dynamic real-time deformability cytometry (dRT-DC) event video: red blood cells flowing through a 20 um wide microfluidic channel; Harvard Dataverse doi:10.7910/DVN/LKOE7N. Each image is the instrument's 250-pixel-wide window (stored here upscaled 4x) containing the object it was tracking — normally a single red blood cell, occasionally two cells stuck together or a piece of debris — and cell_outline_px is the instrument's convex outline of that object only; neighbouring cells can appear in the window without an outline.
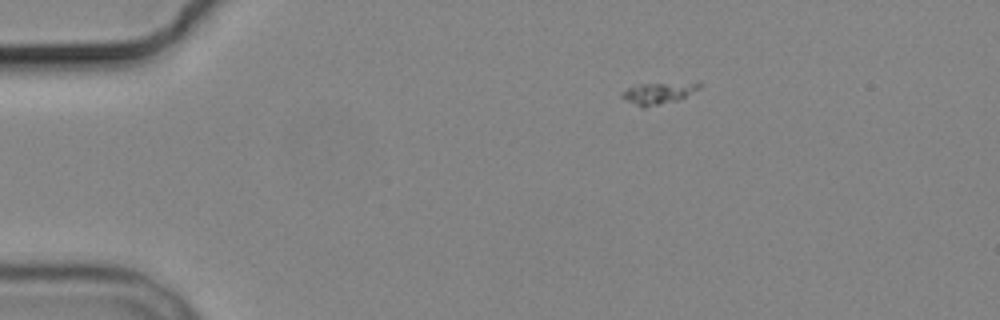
{"species": "common noctule bat (a hibernating species)", "species_latin": "Nyctalus noctula", "temperature_condition": "cold", "stored_images_in_passage": 4, "camera_frame_rate_fps": 3000, "um_per_image_px": 0.085, "animal": {"sex": "male", "body_mass_g": 19.2, "forearm_length_mm": 51.8}, "frame": {"image": 1, "passage_image": 1, "time_ms": 0.0, "image_size_px": [1000, 320], "cell_outline_px": [[704, 84], [700, 88], [676, 100], [644, 108], [640, 108], [620, 96], [620, 92], [628, 88], [640, 84], [700, 80]], "centroid_in_image_um": [56.03, 7.87], "position_along_channel_um": 29.0, "area_um2": 10.12}}